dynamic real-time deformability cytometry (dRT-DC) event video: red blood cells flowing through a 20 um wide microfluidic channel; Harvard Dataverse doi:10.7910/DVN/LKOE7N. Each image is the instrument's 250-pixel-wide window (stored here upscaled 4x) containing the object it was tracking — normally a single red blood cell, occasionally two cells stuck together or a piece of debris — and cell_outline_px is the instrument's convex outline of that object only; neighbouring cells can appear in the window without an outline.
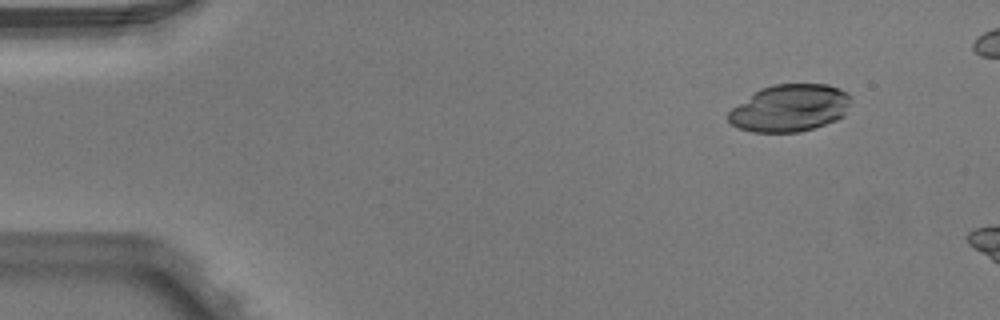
{"species": "Egyptian fruit bat (a non-hibernating species)", "species_latin": "Rousettus aegyptiacus", "temperature_condition": "warm", "stored_images_in_passage": 3, "camera_frame_rate_fps": 3000, "um_per_image_px": 0.085, "animal": {"sex": "male"}, "frame": {"image": 1, "passage_image": 1, "time_ms": 0.0, "image_size_px": [1000, 320], "cell_outline_px": [[852, 96], [844, 116], [836, 120], [800, 132], [752, 132], [740, 128], [732, 124], [728, 120], [728, 112], [732, 108], [760, 88], [772, 84], [828, 84], [840, 88], [848, 92]], "centroid_in_image_um": [67.16, 9.17], "position_along_channel_um": 17.8, "area_um2": 33.76}}